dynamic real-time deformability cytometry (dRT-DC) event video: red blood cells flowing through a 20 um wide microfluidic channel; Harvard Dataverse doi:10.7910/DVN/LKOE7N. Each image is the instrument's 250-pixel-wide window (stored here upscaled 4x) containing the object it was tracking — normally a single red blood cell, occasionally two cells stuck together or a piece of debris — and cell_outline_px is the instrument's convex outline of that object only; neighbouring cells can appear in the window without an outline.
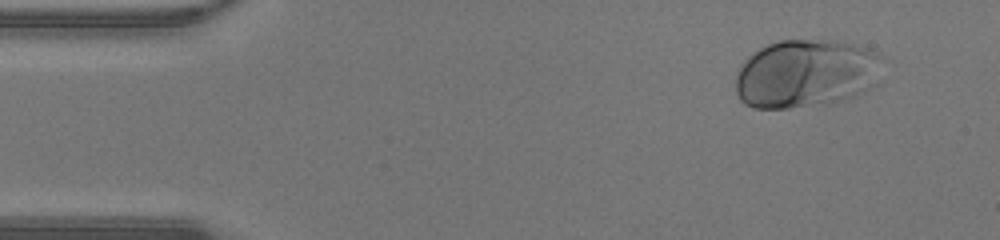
{"species": "human", "species_latin": "Homo sapiens", "temperature_condition": "warm", "stored_images_in_passage": 46, "camera_frame_rate_fps": 3000, "um_per_image_px": 0.085, "donor": {"sex": "male"}, "frame": {"image": 1, "passage_image": 4, "time_ms": 1.0, "image_size_px": [1000, 240], "cell_outline_px": [[884, 56], [868, 84], [864, 88], [852, 96], [844, 100], [828, 104], [788, 108], [756, 108], [744, 104], [740, 100], [736, 92], [736, 76], [744, 60], [748, 56], [760, 48], [768, 44], [780, 40], [836, 40], [856, 44], [868, 48]], "centroid_in_image_um": [68.42, 6.24], "position_along_channel_um": 16.6, "area_um2": 57.86}}
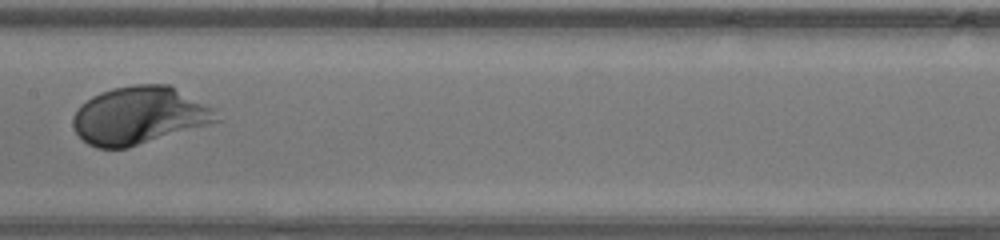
{"frame": {"image": 2, "passage_image": 23, "time_ms": 7.333, "image_size_px": [1000, 240], "cell_outline_px": [[224, 120], [128, 148], [96, 148], [88, 144], [76, 132], [72, 124], [72, 120], [80, 104], [92, 96], [100, 92], [112, 88], [136, 84], [168, 84], [212, 108]], "centroid_in_image_um": [11.83, 9.82], "position_along_channel_um": 195.6, "area_um2": 48.15}}
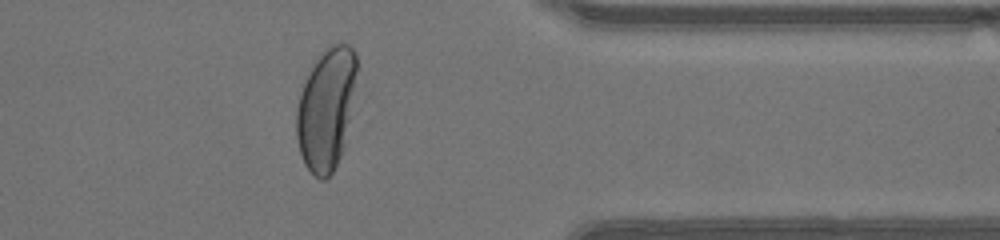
{"frame": {"image": 3, "passage_image": 37, "time_ms": 12.0, "image_size_px": [1000, 240], "cell_outline_px": [[356, 72], [344, 148], [332, 172], [324, 180], [320, 180], [304, 164], [300, 152], [296, 136], [296, 112], [300, 92], [316, 60], [324, 48], [332, 44], [348, 44], [356, 52]], "centroid_in_image_um": [27.71, 9.26], "position_along_channel_um": 383.7, "area_um2": 42.02}, "authors_computed_cell_mechanics": {"area_um2": 48.3208, "velocity_mm_per_s": 4.3638, "shape_relaxation_time_tau1_ms": 2.0378, "shape_relaxation_time_tau2_ms": null, "deformation_change_tau1": 0.1747, "deformation_change_tau2": null}}